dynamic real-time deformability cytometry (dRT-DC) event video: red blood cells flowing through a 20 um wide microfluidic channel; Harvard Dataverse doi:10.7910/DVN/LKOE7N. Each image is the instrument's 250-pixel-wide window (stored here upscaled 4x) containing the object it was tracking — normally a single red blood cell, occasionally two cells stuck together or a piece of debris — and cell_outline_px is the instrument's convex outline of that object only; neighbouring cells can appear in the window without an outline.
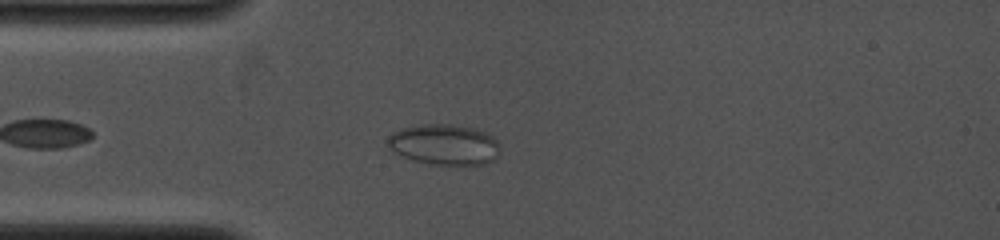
{"species": "common noctule bat (a hibernating species)", "species_latin": "Nyctalus noctula", "temperature_condition": "cold", "stored_images_in_passage": 2, "camera_frame_rate_fps": 4000, "um_per_image_px": 0.085, "animal": {"sex": "female", "body_mass_g": 19.0, "forearm_length_mm": 53.3}, "frame": {"image": 1, "passage_image": 1, "time_ms": 0.0, "image_size_px": [1000, 240], "cell_outline_px": [[500, 152], [496, 160], [484, 164], [428, 164], [412, 160], [392, 152], [388, 144], [388, 136], [392, 132], [400, 128], [420, 124], [452, 124], [472, 128], [484, 132], [492, 136], [500, 144]], "centroid_in_image_um": [37.76, 12.29], "position_along_channel_um": 47.2, "area_um2": 26.88}}
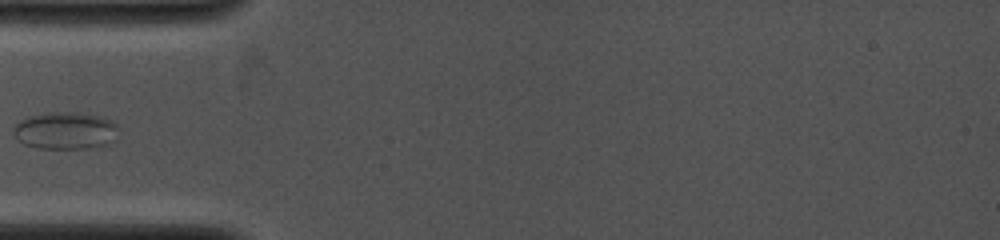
{"frame": {"image": 2, "passage_image": 2, "time_ms": 1.0, "image_size_px": [1000, 240], "cell_outline_px": [[116, 140], [104, 144], [88, 148], [36, 148], [24, 144], [12, 132], [12, 128], [20, 120], [28, 116], [44, 112], [80, 112], [100, 116], [112, 120], [116, 124]], "centroid_in_image_um": [5.53, 11.08], "position_along_channel_um": 79.5, "area_um2": 22.89}}